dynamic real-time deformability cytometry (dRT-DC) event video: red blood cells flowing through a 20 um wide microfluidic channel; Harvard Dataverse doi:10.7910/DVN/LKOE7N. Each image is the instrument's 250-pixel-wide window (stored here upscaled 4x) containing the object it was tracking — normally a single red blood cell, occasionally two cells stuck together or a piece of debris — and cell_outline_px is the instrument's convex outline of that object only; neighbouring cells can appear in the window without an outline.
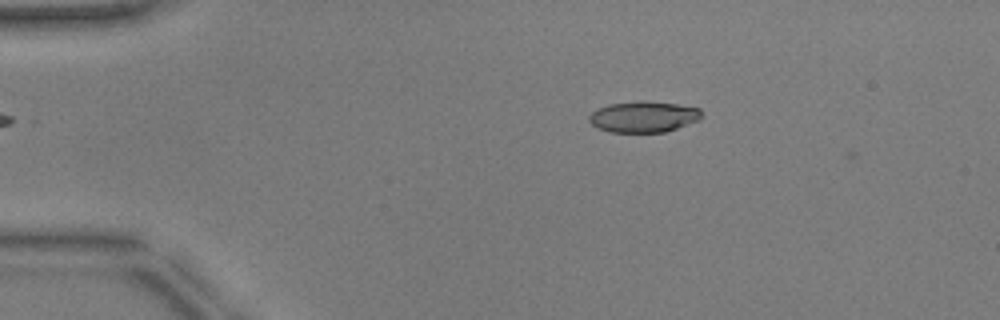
{"species": "common noctule bat (a hibernating species)", "species_latin": "Nyctalus noctula", "temperature_condition": "warm", "stored_images_in_passage": 4, "camera_frame_rate_fps": 3000, "um_per_image_px": 0.085, "animal": {"sex": "male", "body_mass_g": 17.9, "forearm_length_mm": 54.2}, "frame": {"image": 1, "passage_image": 2, "time_ms": 0.333, "image_size_px": [1000, 320], "cell_outline_px": [[704, 116], [700, 120], [664, 132], [608, 132], [596, 128], [588, 120], [588, 116], [596, 108], [608, 104], [676, 104], [700, 108], [704, 112]], "centroid_in_image_um": [54.71, 9.98], "position_along_channel_um": 30.3, "area_um2": 19.71}}